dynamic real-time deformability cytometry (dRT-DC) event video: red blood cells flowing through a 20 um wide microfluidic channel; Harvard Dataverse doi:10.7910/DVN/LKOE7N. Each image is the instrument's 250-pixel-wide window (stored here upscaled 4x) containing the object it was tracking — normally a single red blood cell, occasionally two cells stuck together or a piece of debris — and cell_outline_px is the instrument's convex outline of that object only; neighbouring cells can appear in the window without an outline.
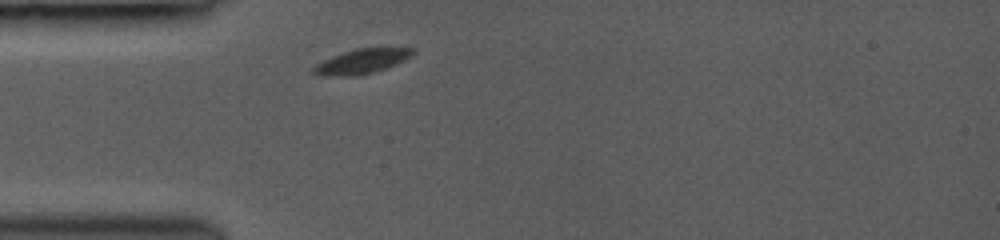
{"species": "common noctule bat (a hibernating species)", "species_latin": "Nyctalus noctula", "temperature_condition": "room temperature", "stored_images_in_passage": 1, "camera_frame_rate_fps": 3000, "um_per_image_px": 0.085, "animal": {"sex": "female", "body_mass_g": 19.0, "forearm_length_mm": 53.3}, "frame": {"image": 1, "passage_image": 1, "time_ms": 0.0, "image_size_px": [1000, 240], "cell_outline_px": [[416, 52], [412, 56], [396, 64], [360, 76], [320, 76], [308, 72], [316, 64], [332, 56], [356, 48], [412, 48]], "centroid_in_image_um": [30.69, 5.23], "position_along_channel_um": 54.3, "area_um2": 14.33}}